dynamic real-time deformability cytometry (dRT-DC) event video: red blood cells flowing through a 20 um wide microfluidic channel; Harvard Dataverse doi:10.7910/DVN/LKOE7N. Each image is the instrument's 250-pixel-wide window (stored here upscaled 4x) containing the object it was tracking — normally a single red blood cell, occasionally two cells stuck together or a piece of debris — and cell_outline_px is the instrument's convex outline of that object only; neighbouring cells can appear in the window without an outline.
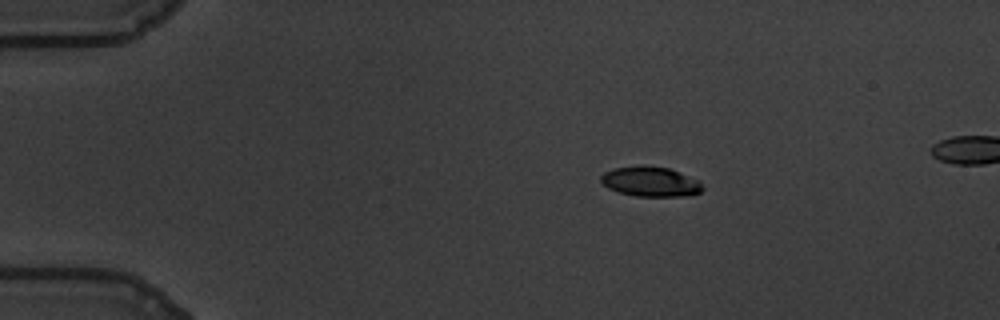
{"species": "common noctule bat (a hibernating species)", "species_latin": "Nyctalus noctula", "temperature_condition": "warm", "stored_images_in_passage": 49, "camera_frame_rate_fps": 3000, "um_per_image_px": 0.085, "animal": {"sex": "male", "body_mass_g": 19.5, "forearm_length_mm": 54.6}, "frame": {"image": 1, "passage_image": 1, "time_ms": 0.0, "image_size_px": [1000, 320], "cell_outline_px": [[704, 188], [700, 192], [684, 196], [636, 196], [620, 192], [608, 188], [600, 184], [600, 176], [604, 172], [612, 168], [640, 164], [644, 164], [668, 168], [700, 180]], "centroid_in_image_um": [55.25, 15.41], "position_along_channel_um": 29.7, "area_um2": 18.03}}
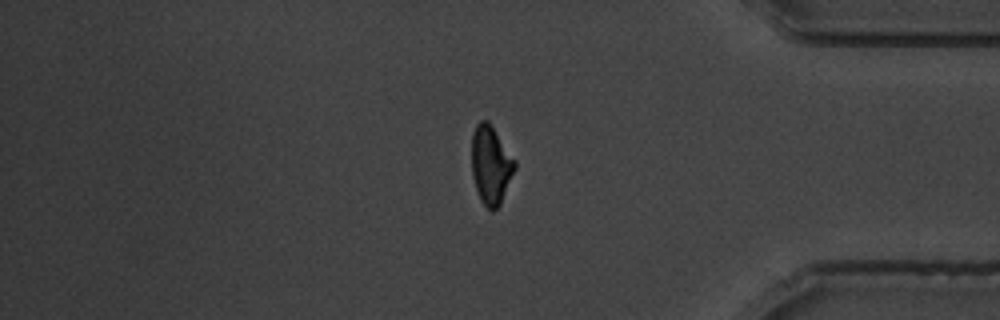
{"frame": {"image": 2, "passage_image": 40, "time_ms": 13.0, "image_size_px": [1000, 320], "cell_outline_px": [[516, 168], [500, 204], [492, 212], [480, 200], [472, 176], [472, 132], [476, 124], [480, 120], [488, 120], [516, 160]], "centroid_in_image_um": [41.72, 14.0], "position_along_channel_um": 393.5, "area_um2": 19.77}}
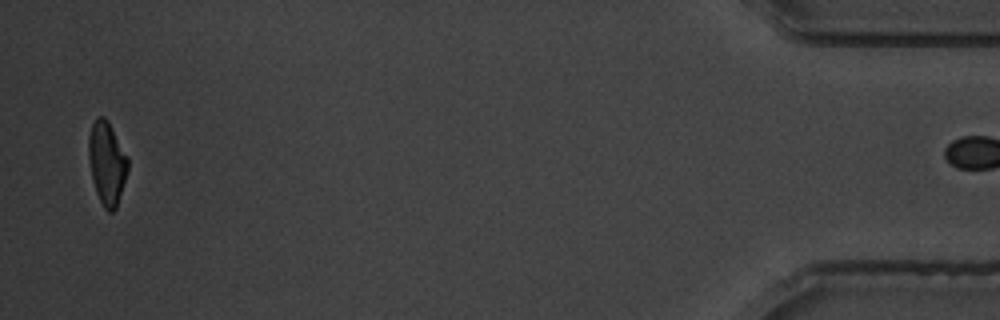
{"frame": {"image": 3, "passage_image": 48, "time_ms": 15.667, "image_size_px": [1000, 320], "cell_outline_px": [[128, 168], [116, 208], [112, 212], [108, 212], [104, 208], [96, 192], [88, 160], [88, 136], [92, 124], [96, 116], [104, 116], [108, 120], [128, 156]], "centroid_in_image_um": [9.08, 13.81], "position_along_channel_um": 426.1, "area_um2": 19.02}}